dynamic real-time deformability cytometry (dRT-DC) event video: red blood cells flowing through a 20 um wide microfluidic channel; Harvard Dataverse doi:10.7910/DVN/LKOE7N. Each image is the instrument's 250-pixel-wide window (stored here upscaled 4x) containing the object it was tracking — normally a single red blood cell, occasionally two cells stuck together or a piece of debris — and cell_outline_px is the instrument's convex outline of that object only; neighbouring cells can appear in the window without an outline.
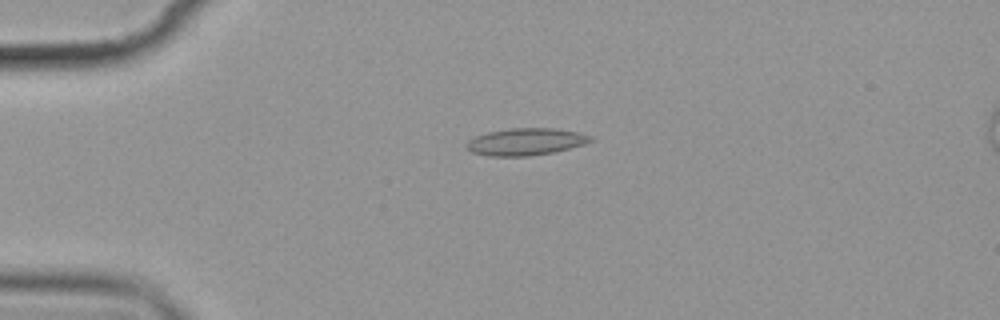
{"species": "common noctule bat (a hibernating species)", "species_latin": "Nyctalus noctula", "temperature_condition": "cold", "stored_images_in_passage": 6, "camera_frame_rate_fps": 3000, "um_per_image_px": 0.085, "animal": {"sex": "female", "body_mass_g": 19.9}, "frame": {"image": 1, "passage_image": 4, "time_ms": 4.333, "image_size_px": [1000, 320], "cell_outline_px": [[596, 140], [584, 144], [552, 152], [528, 156], [488, 156], [472, 152], [464, 148], [464, 144], [468, 140], [476, 136], [488, 132], [512, 128], [552, 128], [580, 132], [592, 136]], "centroid_in_image_um": [44.67, 12.04], "position_along_channel_um": 40.3, "area_um2": 19.65}}